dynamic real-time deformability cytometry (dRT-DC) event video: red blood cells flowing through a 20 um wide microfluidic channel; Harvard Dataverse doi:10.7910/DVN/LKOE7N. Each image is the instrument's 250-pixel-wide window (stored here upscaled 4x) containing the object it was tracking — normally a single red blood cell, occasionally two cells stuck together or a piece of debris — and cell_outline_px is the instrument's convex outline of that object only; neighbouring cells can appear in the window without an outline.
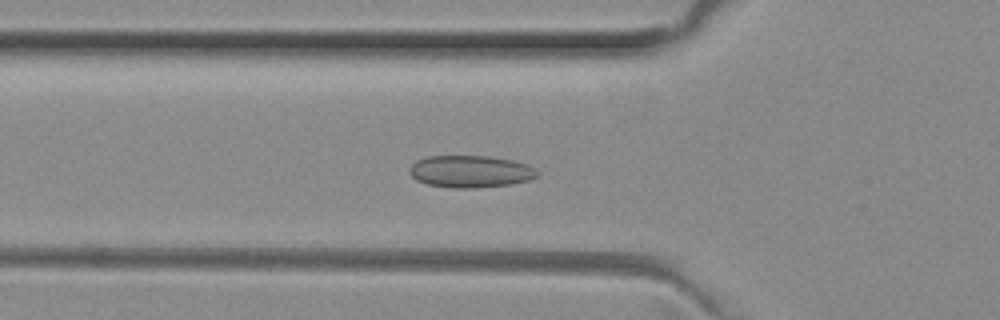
{"species": "common noctule bat (a hibernating species)", "species_latin": "Nyctalus noctula", "temperature_condition": "room temperature", "stored_images_in_passage": 49, "camera_frame_rate_fps": 3000, "um_per_image_px": 0.085, "animal": {"sex": "female", "body_mass_g": 29.2, "forearm_length_mm": 56.3}, "frame": {"image": 1, "passage_image": 18, "time_ms": 5.667, "image_size_px": [1000, 320], "cell_outline_px": [[540, 176], [528, 180], [508, 184], [472, 188], [452, 188], [428, 184], [416, 180], [408, 172], [408, 168], [416, 160], [424, 156], [488, 156], [512, 160], [528, 164], [536, 168], [540, 172]], "centroid_in_image_um": [39.99, 14.56], "position_along_channel_um": 85.8, "area_um2": 24.1}}
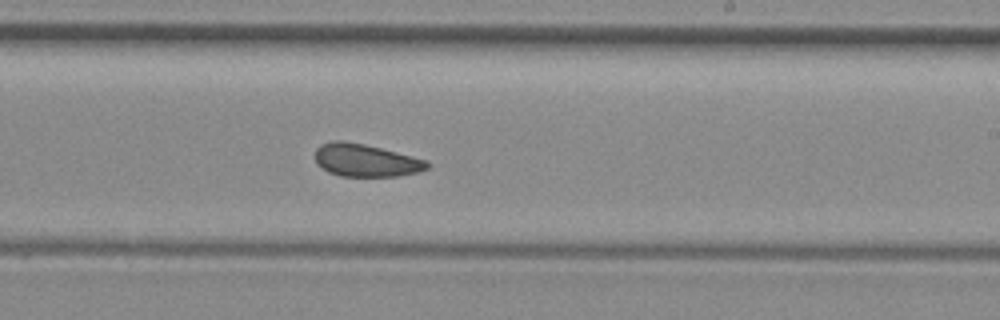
{"frame": {"image": 2, "passage_image": 31, "time_ms": 10.0, "image_size_px": [1000, 320], "cell_outline_px": [[428, 168], [416, 172], [400, 176], [340, 176], [328, 172], [316, 164], [316, 148], [320, 144], [332, 140], [344, 140], [364, 144], [428, 160]], "centroid_in_image_um": [31.05, 13.62], "position_along_channel_um": 258.0, "area_um2": 21.33}}
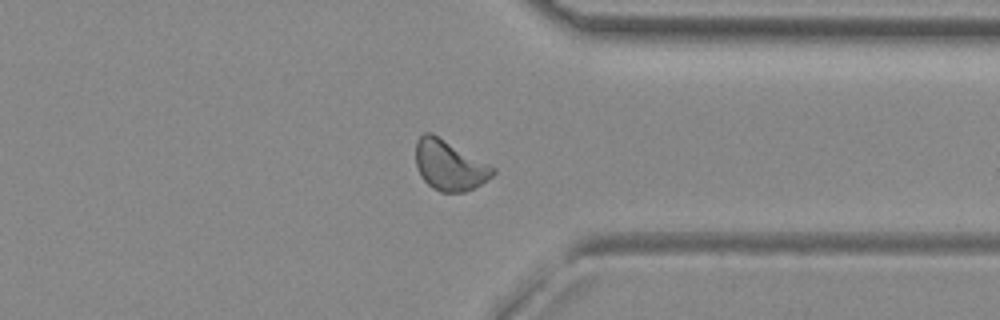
{"frame": {"image": 3, "passage_image": 40, "time_ms": 13.0, "image_size_px": [1000, 320], "cell_outline_px": [[496, 172], [492, 176], [480, 184], [464, 192], [440, 192], [432, 188], [424, 180], [416, 164], [416, 140], [424, 132], [432, 132], [496, 168]], "centroid_in_image_um": [38.19, 14.04], "position_along_channel_um": 373.2, "area_um2": 22.37}, "authors_computed_cell_mechanics": {"area_um2": 22.3686, "velocity_mm_per_s": 3.9673, "shape_relaxation_time_tau1_ms": null, "shape_relaxation_time_tau2_ms": 2.5246, "deformation_change_tau1": null, "deformation_change_tau2": 0.0656}}